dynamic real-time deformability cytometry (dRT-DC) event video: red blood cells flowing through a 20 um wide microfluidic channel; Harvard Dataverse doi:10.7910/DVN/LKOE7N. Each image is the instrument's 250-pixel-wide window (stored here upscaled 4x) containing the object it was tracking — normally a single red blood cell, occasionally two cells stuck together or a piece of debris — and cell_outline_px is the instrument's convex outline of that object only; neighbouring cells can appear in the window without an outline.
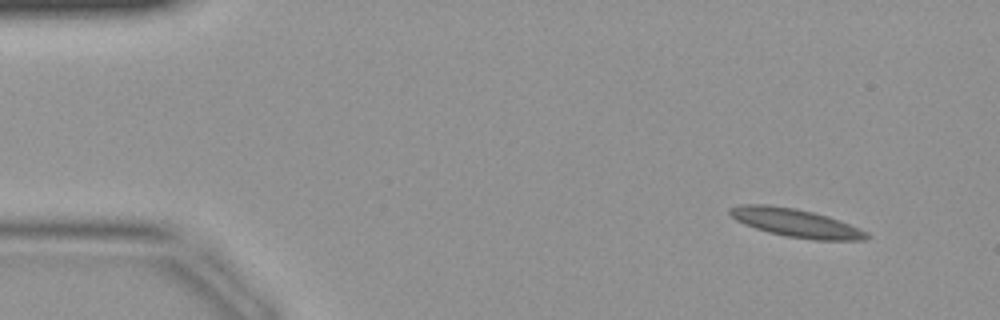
{"species": "common noctule bat (a hibernating species)", "species_latin": "Nyctalus noctula", "temperature_condition": "warm", "stored_images_in_passage": 43, "camera_frame_rate_fps": 3000, "um_per_image_px": 0.085, "animal": {"sex": "female", "body_mass_g": 19.9}, "frame": {"image": 1, "passage_image": 4, "time_ms": 1.0, "image_size_px": [1000, 320], "cell_outline_px": [[872, 236], [864, 240], [816, 240], [784, 236], [768, 232], [744, 224], [736, 220], [728, 212], [728, 208], [740, 204], [768, 204], [796, 208], [828, 216], [840, 220], [868, 232]], "centroid_in_image_um": [67.64, 18.94], "position_along_channel_um": 17.4, "area_um2": 22.72}}
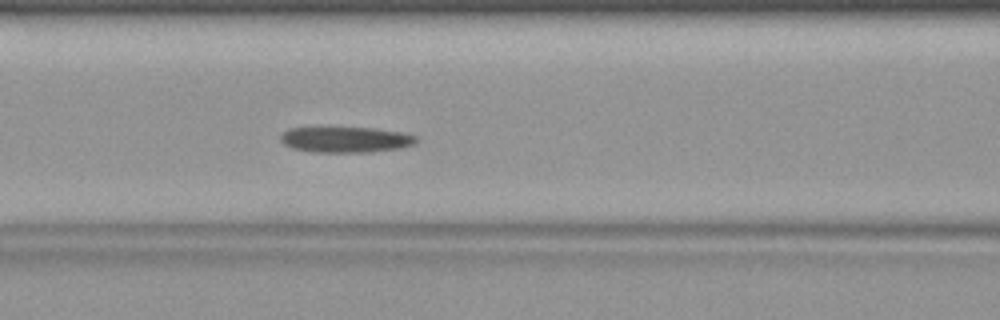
{"frame": {"image": 2, "passage_image": 18, "time_ms": 5.667, "image_size_px": [1000, 320], "cell_outline_px": [[416, 144], [400, 148], [372, 152], [316, 152], [292, 148], [284, 144], [280, 140], [280, 136], [288, 128], [320, 124], [376, 128], [404, 132], [416, 136]], "centroid_in_image_um": [29.33, 11.8], "position_along_channel_um": 137.3, "area_um2": 21.62}}
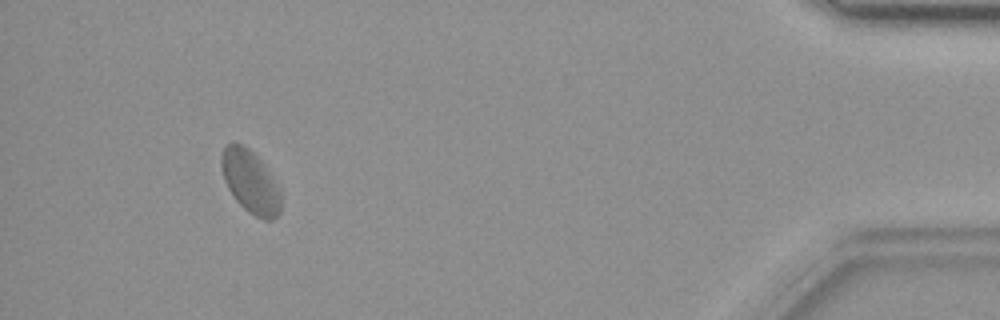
{"frame": {"image": 3, "passage_image": 40, "time_ms": 13.0, "image_size_px": [1000, 320], "cell_outline_px": [[280, 212], [272, 220], [264, 220], [248, 212], [236, 200], [228, 188], [224, 180], [220, 164], [220, 156], [224, 144], [232, 140], [236, 140], [244, 144], [264, 164], [280, 188]], "centroid_in_image_um": [21.24, 15.38], "position_along_channel_um": 414.0, "area_um2": 22.14}}